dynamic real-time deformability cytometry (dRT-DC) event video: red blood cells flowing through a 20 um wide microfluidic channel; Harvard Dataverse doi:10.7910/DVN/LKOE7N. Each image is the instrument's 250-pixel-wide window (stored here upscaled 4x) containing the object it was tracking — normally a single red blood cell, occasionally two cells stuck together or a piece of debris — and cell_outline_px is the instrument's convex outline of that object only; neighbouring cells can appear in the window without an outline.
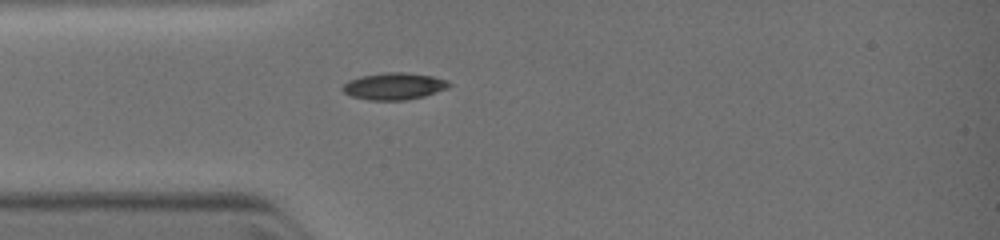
{"species": "common noctule bat (a hibernating species)", "species_latin": "Nyctalus noctula", "temperature_condition": "warm", "stored_images_in_passage": 4, "camera_frame_rate_fps": 3000, "um_per_image_px": 0.085, "animal": {"sex": "female", "body_mass_g": 19.0, "forearm_length_mm": 51.5}, "frame": {"image": 1, "passage_image": 4, "time_ms": 3.333, "image_size_px": [1000, 240], "cell_outline_px": [[452, 84], [448, 88], [424, 96], [404, 100], [368, 100], [352, 96], [344, 92], [340, 88], [348, 80], [360, 76], [388, 72], [404, 72], [432, 76], [448, 80]], "centroid_in_image_um": [33.49, 7.32], "position_along_channel_um": 51.5, "area_um2": 16.7}}